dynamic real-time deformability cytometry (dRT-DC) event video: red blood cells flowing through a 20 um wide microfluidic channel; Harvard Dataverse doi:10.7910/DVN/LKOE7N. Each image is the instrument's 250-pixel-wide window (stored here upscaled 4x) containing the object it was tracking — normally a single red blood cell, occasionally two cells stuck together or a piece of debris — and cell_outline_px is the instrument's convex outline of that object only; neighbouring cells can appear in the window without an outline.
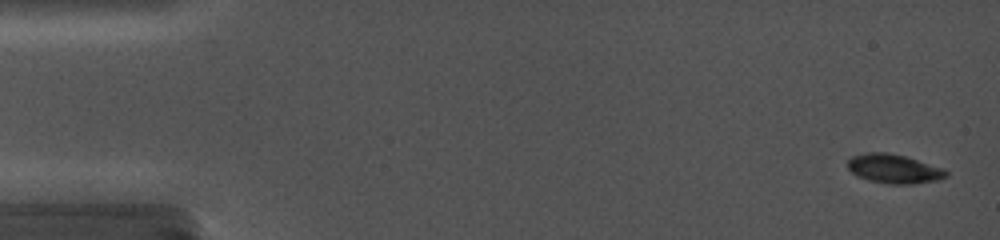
{"species": "common noctule bat (a hibernating species)", "species_latin": "Nyctalus noctula", "temperature_condition": "cold", "stored_images_in_passage": 39, "camera_frame_rate_fps": 5000, "um_per_image_px": 0.085, "animal": {"sex": "female", "body_mass_g": 19.0, "forearm_length_mm": 56.7}, "frame": {"image": 1, "passage_image": 2, "time_ms": 0.4, "image_size_px": [1000, 240], "cell_outline_px": [[948, 176], [940, 180], [912, 184], [888, 184], [868, 180], [856, 176], [848, 168], [848, 160], [852, 156], [868, 152], [888, 152], [904, 156], [944, 168], [948, 172]], "centroid_in_image_um": [76.0, 14.35], "position_along_channel_um": 9.0, "area_um2": 16.82}}
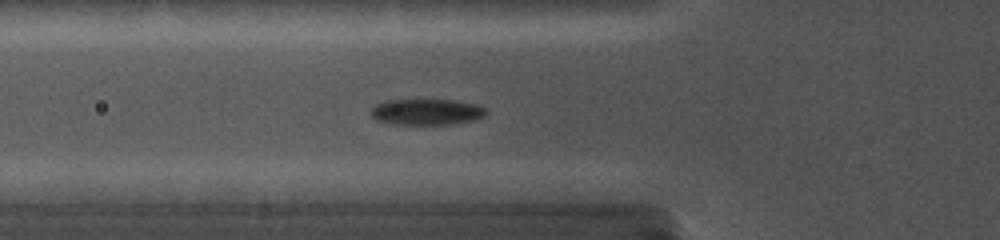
{"frame": {"image": 2, "passage_image": 20, "time_ms": 6.2, "image_size_px": [1000, 240], "cell_outline_px": [[488, 112], [484, 116], [472, 120], [452, 124], [396, 124], [376, 120], [372, 116], [372, 108], [376, 104], [384, 100], [456, 100], [476, 104], [488, 108]], "centroid_in_image_um": [36.3, 9.5], "position_along_channel_um": 89.5, "area_um2": 17.46}}
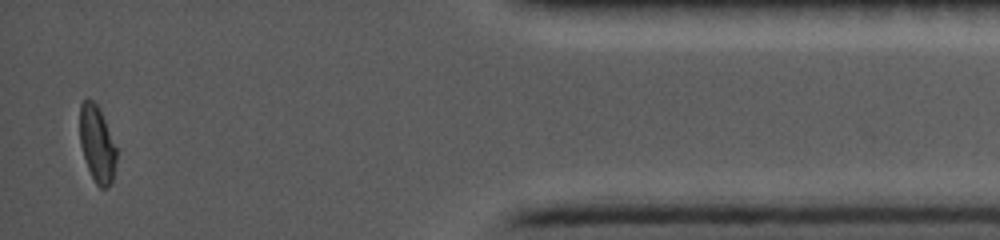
{"frame": {"image": 3, "passage_image": 39, "time_ms": 16.2, "image_size_px": [1000, 240], "cell_outline_px": [[116, 160], [112, 180], [104, 188], [100, 188], [96, 184], [88, 168], [80, 144], [80, 104], [84, 100], [92, 100], [100, 108], [116, 148]], "centroid_in_image_um": [8.24, 12.22], "position_along_channel_um": 427.0, "area_um2": 16.01}}